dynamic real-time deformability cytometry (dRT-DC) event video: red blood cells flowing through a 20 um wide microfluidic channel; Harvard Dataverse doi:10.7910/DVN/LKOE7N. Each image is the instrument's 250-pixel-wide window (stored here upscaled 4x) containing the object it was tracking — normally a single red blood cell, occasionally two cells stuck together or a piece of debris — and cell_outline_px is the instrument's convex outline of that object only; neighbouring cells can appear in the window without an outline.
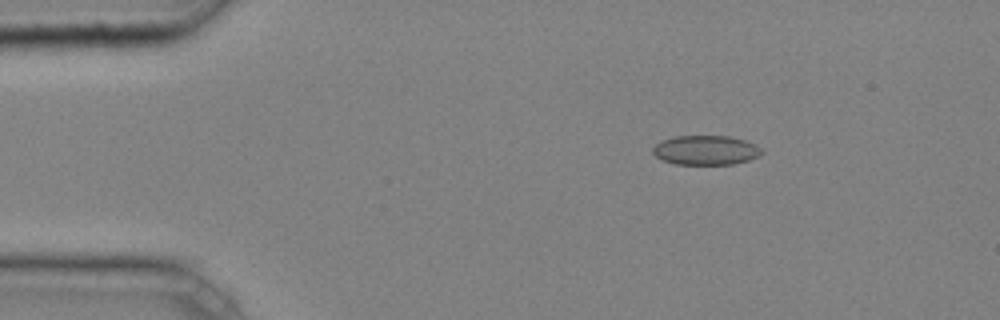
{"species": "common noctule bat (a hibernating species)", "species_latin": "Nyctalus noctula", "temperature_condition": "cold", "stored_images_in_passage": 4, "camera_frame_rate_fps": 3000, "um_per_image_px": 0.085, "animal": {"sex": "male", "body_mass_g": 20.4}, "frame": {"image": 1, "passage_image": 3, "time_ms": 0.667, "image_size_px": [1000, 320], "cell_outline_px": [[764, 152], [760, 156], [748, 160], [732, 164], [676, 164], [664, 160], [656, 156], [652, 152], [652, 148], [660, 140], [672, 136], [728, 136], [744, 140], [756, 144]], "centroid_in_image_um": [59.99, 12.75], "position_along_channel_um": 25.0, "area_um2": 18.73}}